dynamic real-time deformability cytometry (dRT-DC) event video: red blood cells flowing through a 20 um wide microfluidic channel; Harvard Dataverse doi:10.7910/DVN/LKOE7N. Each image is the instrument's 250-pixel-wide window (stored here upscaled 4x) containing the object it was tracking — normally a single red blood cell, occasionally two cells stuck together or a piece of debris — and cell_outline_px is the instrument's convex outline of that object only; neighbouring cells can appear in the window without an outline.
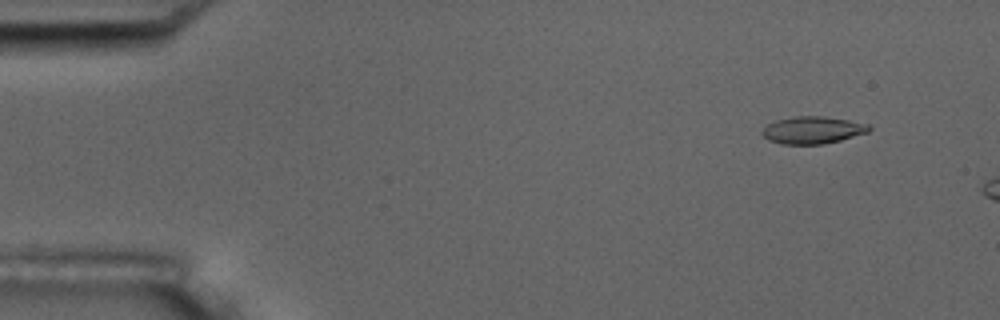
{"species": "common noctule bat (a hibernating species)", "species_latin": "Nyctalus noctula", "temperature_condition": "room temperature", "stored_images_in_passage": 6, "segment_of_instrument_passage": [2, 2], "camera_frame_rate_fps": 3000, "um_per_image_px": 0.085, "animal": {"sex": "male", "body_mass_g": 17.5, "forearm_length_mm": 52.3}, "frame": {"image": 1, "passage_image": 6, "time_ms": 6.333, "image_size_px": [1000, 320], "cell_outline_px": [[872, 128], [868, 132], [840, 140], [824, 144], [780, 144], [768, 140], [760, 132], [768, 124], [776, 120], [796, 116], [824, 116], [872, 124]], "centroid_in_image_um": [69.09, 11.05], "position_along_channel_um": 15.9, "area_um2": 17.05}}